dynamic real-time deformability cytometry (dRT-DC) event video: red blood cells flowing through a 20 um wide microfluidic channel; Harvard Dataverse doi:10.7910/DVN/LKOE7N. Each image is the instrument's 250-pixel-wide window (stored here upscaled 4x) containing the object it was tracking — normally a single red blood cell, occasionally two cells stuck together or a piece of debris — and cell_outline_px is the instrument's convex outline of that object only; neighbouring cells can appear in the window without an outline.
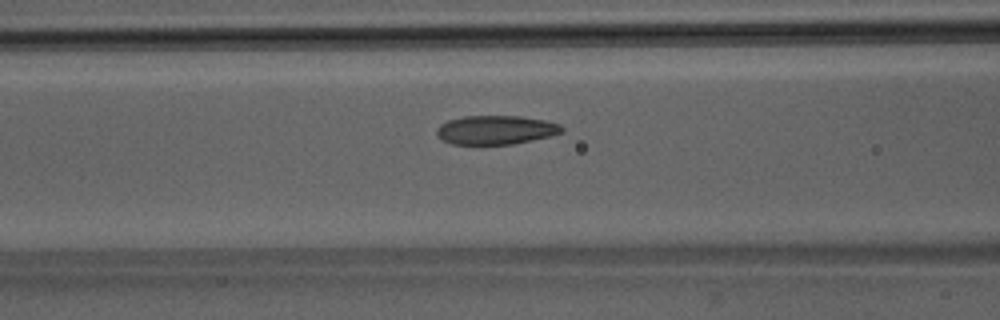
{"species": "Egyptian fruit bat (a non-hibernating species)", "species_latin": "Rousettus aegyptiacus", "temperature_condition": "room temperature", "stored_images_in_passage": 50, "camera_frame_rate_fps": 3000, "um_per_image_px": 0.085, "animal": {"sex": "male"}, "frame": {"image": 1, "passage_image": 20, "time_ms": 6.333, "image_size_px": [1000, 320], "cell_outline_px": [[564, 132], [532, 140], [512, 144], [452, 144], [440, 140], [436, 136], [436, 128], [440, 124], [448, 120], [464, 116], [520, 116], [544, 120], [560, 124], [564, 128]], "centroid_in_image_um": [42.1, 11.04], "position_along_channel_um": 124.5, "area_um2": 21.21}}
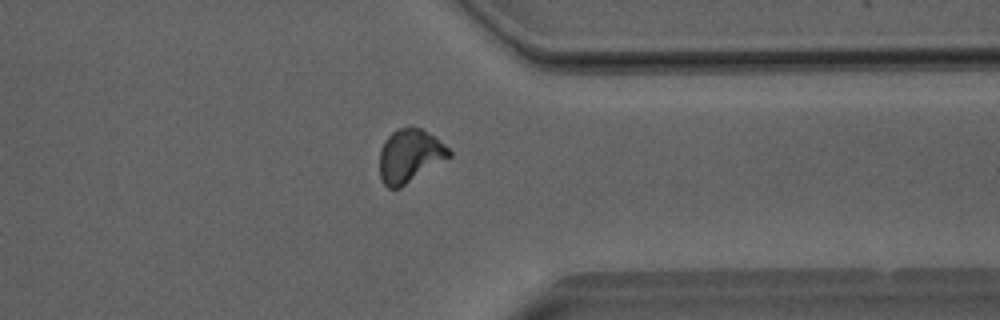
{"frame": {"image": 2, "passage_image": 39, "time_ms": 12.667, "image_size_px": [1000, 320], "cell_outline_px": [[452, 156], [400, 188], [388, 188], [384, 184], [380, 176], [380, 148], [384, 140], [392, 132], [400, 128], [420, 128], [444, 144], [452, 152]], "centroid_in_image_um": [34.82, 13.27], "position_along_channel_um": 376.6, "area_um2": 21.33}}
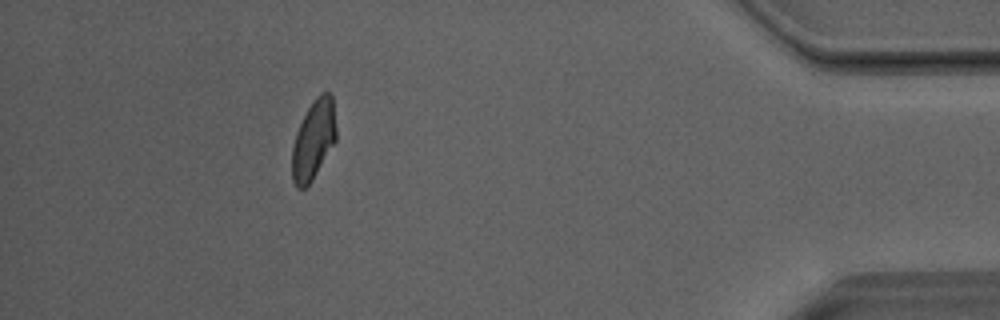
{"frame": {"image": 3, "passage_image": 45, "time_ms": 14.667, "image_size_px": [1000, 320], "cell_outline_px": [[336, 140], [312, 180], [304, 188], [296, 188], [292, 180], [292, 148], [296, 132], [308, 108], [316, 96], [320, 92], [328, 92], [332, 96], [336, 128]], "centroid_in_image_um": [26.64, 11.88], "position_along_channel_um": 408.6, "area_um2": 20.23}, "authors_computed_cell_mechanics": {"area_um2": 21.386, "velocity_mm_per_s": 4.0429, "shape_relaxation_time_tau1_ms": 5.4577, "shape_relaxation_time_tau2_ms": 1.3152, "deformation_change_tau1": 0.1516, "deformation_change_tau2": 0.0676}}